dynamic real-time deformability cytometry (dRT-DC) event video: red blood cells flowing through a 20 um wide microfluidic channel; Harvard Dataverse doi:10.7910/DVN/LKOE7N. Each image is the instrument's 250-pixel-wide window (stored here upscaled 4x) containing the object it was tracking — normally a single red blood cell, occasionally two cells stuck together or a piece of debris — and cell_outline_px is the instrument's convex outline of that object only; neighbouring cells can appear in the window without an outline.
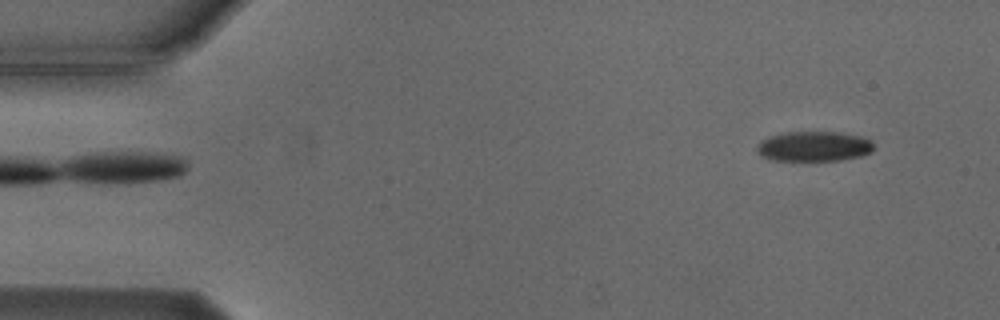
{"species": "Egyptian fruit bat (a non-hibernating species)", "species_latin": "Rousettus aegyptiacus", "temperature_condition": "cold", "stored_images_in_passage": 6, "segment_of_instrument_passage": [2, 2], "camera_frame_rate_fps": 3000, "um_per_image_px": 0.085, "animal": {"sex": "male"}, "frame": {"image": 1, "passage_image": 6, "time_ms": 5.667, "image_size_px": [1000, 320], "cell_outline_px": [[872, 152], [860, 156], [840, 160], [768, 160], [760, 156], [756, 152], [756, 144], [760, 140], [784, 132], [836, 132], [860, 136], [872, 140]], "centroid_in_image_um": [69.13, 12.44], "position_along_channel_um": 15.9, "area_um2": 20.52}}